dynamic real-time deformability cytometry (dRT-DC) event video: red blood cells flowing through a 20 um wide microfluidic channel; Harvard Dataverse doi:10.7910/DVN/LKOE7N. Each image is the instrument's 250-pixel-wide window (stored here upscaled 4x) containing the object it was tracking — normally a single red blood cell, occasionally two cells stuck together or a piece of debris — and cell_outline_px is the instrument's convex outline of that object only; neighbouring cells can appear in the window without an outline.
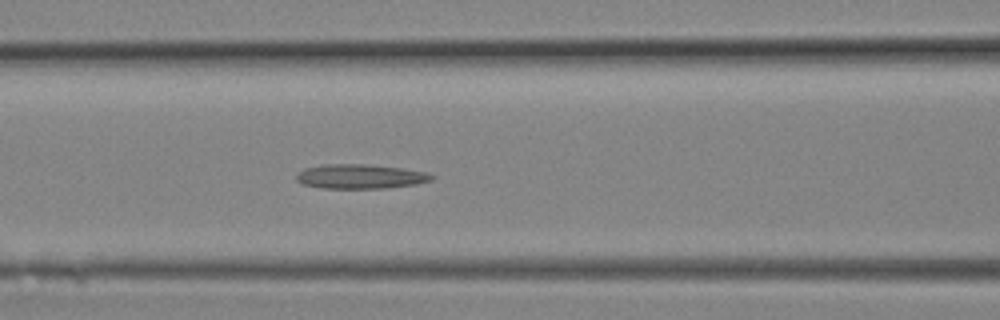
{"species": "Egyptian fruit bat (a non-hibernating species)", "species_latin": "Rousettus aegyptiacus", "temperature_condition": "room temperature", "stored_images_in_passage": 7, "camera_frame_rate_fps": 3000, "um_per_image_px": 0.085, "animal": {"sex": "female"}, "frame": {"image": 1, "passage_image": 7, "time_ms": 2.0, "image_size_px": [1000, 320], "cell_outline_px": [[436, 176], [432, 180], [416, 184], [388, 188], [324, 188], [300, 184], [296, 180], [296, 176], [304, 168], [320, 164], [364, 164], [400, 168], [428, 172]], "centroid_in_image_um": [30.62, 15.0], "position_along_channel_um": 136.0, "area_um2": 19.36}}